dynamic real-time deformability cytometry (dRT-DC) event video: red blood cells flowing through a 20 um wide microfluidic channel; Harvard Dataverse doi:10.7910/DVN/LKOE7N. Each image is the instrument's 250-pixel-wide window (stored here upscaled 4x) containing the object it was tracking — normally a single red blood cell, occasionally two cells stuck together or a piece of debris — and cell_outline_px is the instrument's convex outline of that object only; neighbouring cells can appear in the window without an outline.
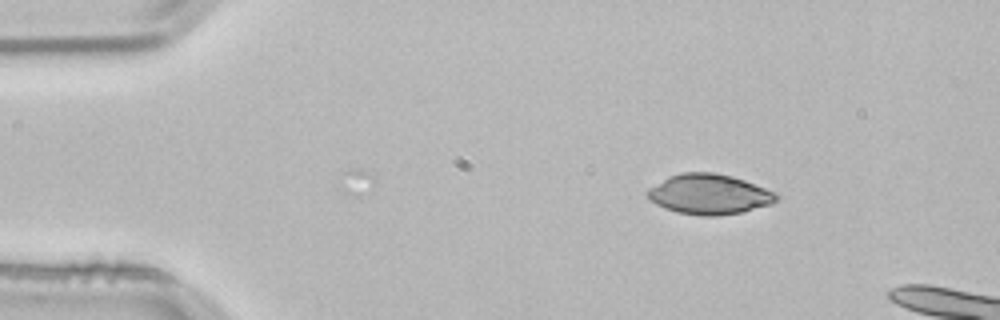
{"species": "common noctule bat (a hibernating species)", "species_latin": "Nyctalus noctula", "temperature_condition": "room temperature", "stored_images_in_passage": 8, "camera_frame_rate_fps": 3000, "um_per_image_px": 0.085, "animal": {"sex": "male", "body_mass_g": 21.5, "forearm_length_mm": 52.0}, "frame": {"image": 1, "passage_image": 1, "time_ms": 0.0, "image_size_px": [1000, 320], "cell_outline_px": [[780, 196], [772, 204], [740, 212], [716, 216], [704, 216], [676, 212], [664, 208], [648, 200], [644, 192], [648, 188], [668, 176], [680, 172], [712, 172], [732, 176], [744, 180], [764, 188]], "centroid_in_image_um": [60.2, 16.5], "position_along_channel_um": 24.8, "area_um2": 30.23}}